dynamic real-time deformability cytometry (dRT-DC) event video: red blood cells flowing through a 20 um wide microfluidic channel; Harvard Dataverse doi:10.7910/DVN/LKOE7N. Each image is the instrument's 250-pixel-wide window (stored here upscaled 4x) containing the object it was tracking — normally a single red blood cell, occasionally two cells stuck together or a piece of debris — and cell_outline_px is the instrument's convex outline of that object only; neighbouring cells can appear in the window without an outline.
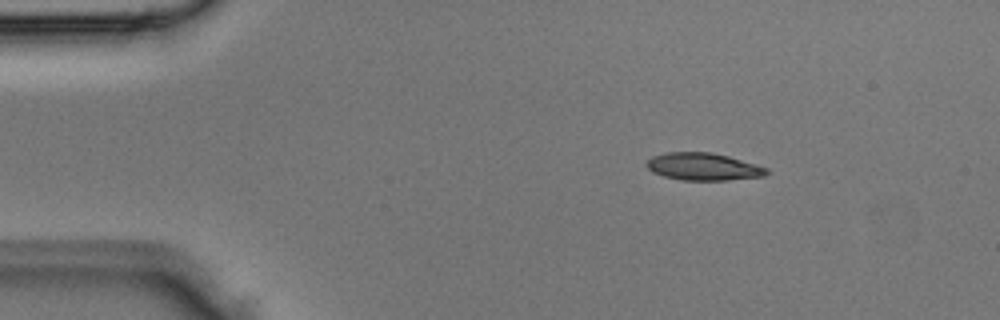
{"species": "Egyptian fruit bat (a non-hibernating species)", "species_latin": "Rousettus aegyptiacus", "temperature_condition": "room temperature", "stored_images_in_passage": 3, "camera_frame_rate_fps": 3000, "um_per_image_px": 0.085, "animal": {"sex": "male"}, "frame": {"image": 1, "passage_image": 1, "time_ms": 0.0, "image_size_px": [1000, 320], "cell_outline_px": [[768, 172], [764, 176], [728, 180], [680, 180], [664, 176], [652, 172], [644, 164], [652, 156], [664, 152], [712, 152], [728, 156], [756, 164], [768, 168]], "centroid_in_image_um": [59.75, 14.16], "position_along_channel_um": 25.2, "area_um2": 19.25}}
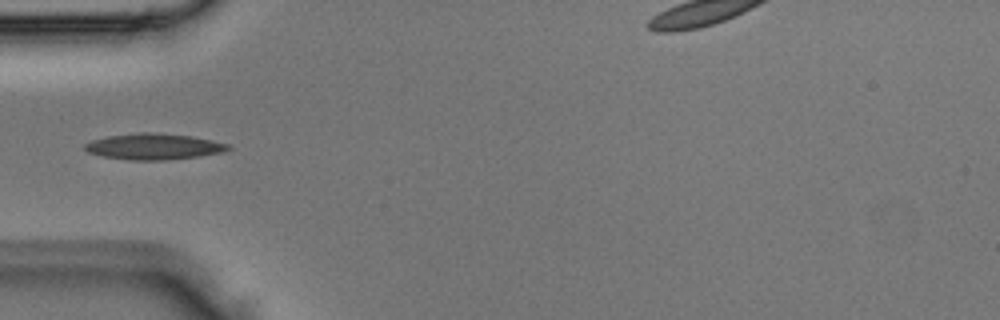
{"frame": {"image": 2, "passage_image": 3, "time_ms": 0.667, "image_size_px": [1000, 320], "cell_outline_px": [[232, 148], [224, 152], [200, 156], [164, 160], [132, 160], [104, 156], [88, 152], [84, 148], [84, 144], [92, 140], [108, 136], [136, 132], [156, 132], [192, 136], [232, 144]], "centroid_in_image_um": [13.13, 12.44], "position_along_channel_um": 71.9, "area_um2": 21.91}}